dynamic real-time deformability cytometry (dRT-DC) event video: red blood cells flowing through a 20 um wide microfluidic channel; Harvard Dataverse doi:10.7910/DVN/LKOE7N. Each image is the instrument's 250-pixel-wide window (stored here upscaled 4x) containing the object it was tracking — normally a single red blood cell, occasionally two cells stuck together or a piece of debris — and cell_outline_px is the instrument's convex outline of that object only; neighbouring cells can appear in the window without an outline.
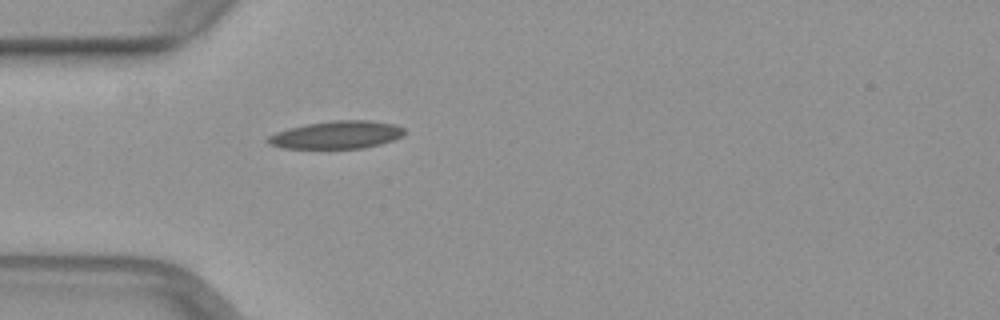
{"species": "common noctule bat (a hibernating species)", "species_latin": "Nyctalus noctula", "temperature_condition": "warm", "stored_images_in_passage": 33, "camera_frame_rate_fps": 3000, "um_per_image_px": 0.085, "animal": {"sex": "female", "body_mass_g": 29.2, "forearm_length_mm": 56.3}, "frame": {"image": 1, "passage_image": 3, "time_ms": 0.667, "image_size_px": [1000, 320], "cell_outline_px": [[404, 132], [400, 136], [392, 140], [380, 144], [364, 148], [280, 148], [268, 144], [264, 140], [268, 136], [276, 132], [288, 128], [304, 124], [332, 120], [368, 120], [396, 124], [404, 128]], "centroid_in_image_um": [28.56, 11.45], "position_along_channel_um": 56.4, "area_um2": 22.2}}
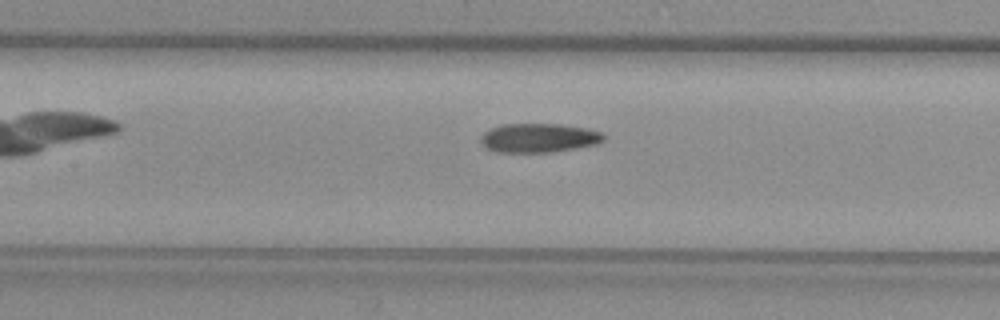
{"frame": {"image": 2, "passage_image": 11, "time_ms": 3.333, "image_size_px": [1000, 320], "cell_outline_px": [[604, 140], [596, 144], [576, 148], [552, 152], [496, 152], [488, 148], [480, 140], [484, 132], [492, 128], [504, 124], [560, 124], [584, 128], [600, 132], [604, 136]], "centroid_in_image_um": [45.8, 11.72], "position_along_channel_um": 161.6, "area_um2": 20.52}}
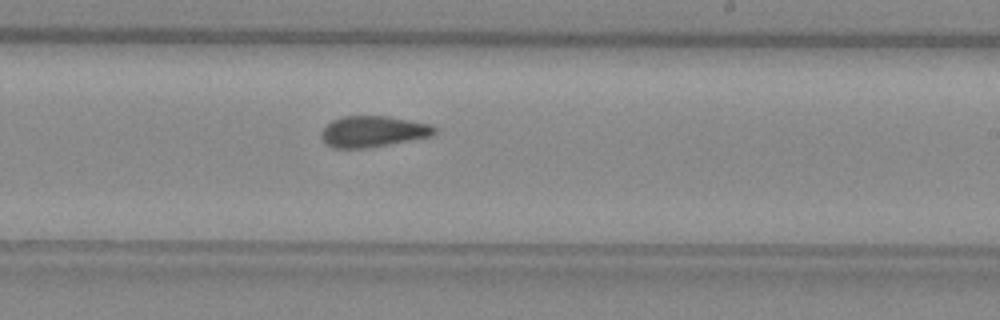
{"frame": {"image": 3, "passage_image": 18, "time_ms": 5.667, "image_size_px": [1000, 320], "cell_outline_px": [[436, 132], [432, 136], [388, 144], [364, 148], [332, 148], [324, 144], [320, 136], [320, 132], [332, 120], [344, 116], [388, 116], [428, 124], [436, 128]], "centroid_in_image_um": [31.65, 11.18], "position_along_channel_um": 257.4, "area_um2": 20.4}}